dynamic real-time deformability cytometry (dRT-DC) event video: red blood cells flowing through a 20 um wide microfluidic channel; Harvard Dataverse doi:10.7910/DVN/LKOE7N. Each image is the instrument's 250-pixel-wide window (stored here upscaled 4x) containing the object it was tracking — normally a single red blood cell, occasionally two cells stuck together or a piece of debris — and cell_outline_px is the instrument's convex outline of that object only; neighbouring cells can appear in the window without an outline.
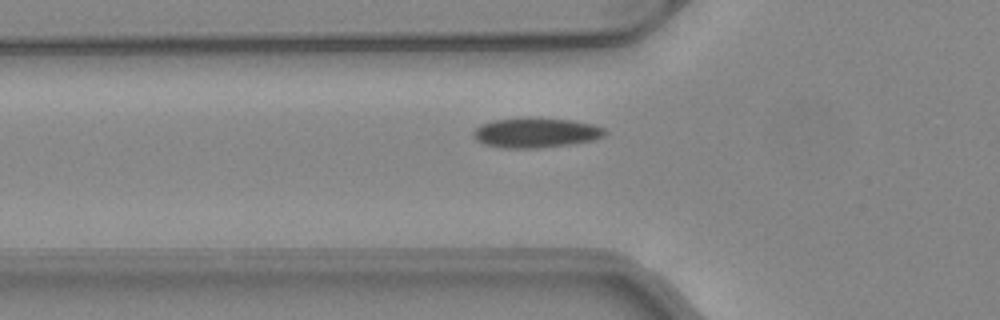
{"species": "common noctule bat (a hibernating species)", "species_latin": "Nyctalus noctula", "temperature_condition": "warm", "stored_images_in_passage": 38, "segment_of_instrument_passage": [1, 2], "camera_frame_rate_fps": 3000, "um_per_image_px": 0.085, "animal": {"sex": "female", "body_mass_g": 24.6, "forearm_length_mm": 56.2}, "frame": {"image": 1, "passage_image": 4, "time_ms": 1.0, "image_size_px": [1000, 320], "cell_outline_px": [[608, 132], [604, 136], [592, 140], [572, 144], [540, 148], [500, 148], [484, 144], [476, 140], [472, 136], [472, 132], [480, 124], [492, 120], [568, 120], [592, 124], [604, 128]], "centroid_in_image_um": [45.53, 11.33], "position_along_channel_um": 80.3, "area_um2": 22.25}}
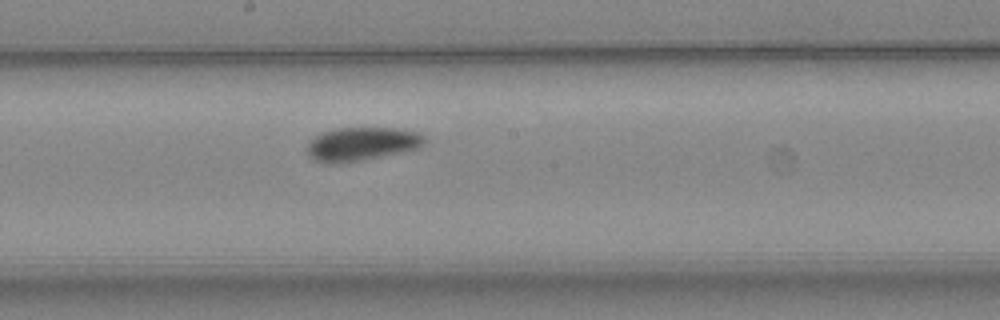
{"frame": {"image": 2, "passage_image": 14, "time_ms": 4.333, "image_size_px": [1000, 320], "cell_outline_px": [[428, 140], [420, 148], [364, 160], [340, 164], [324, 164], [312, 160], [308, 156], [308, 144], [316, 136], [324, 132], [336, 128], [396, 128], [416, 132], [424, 136]], "centroid_in_image_um": [30.75, 12.26], "position_along_channel_um": 217.5, "area_um2": 23.18}}
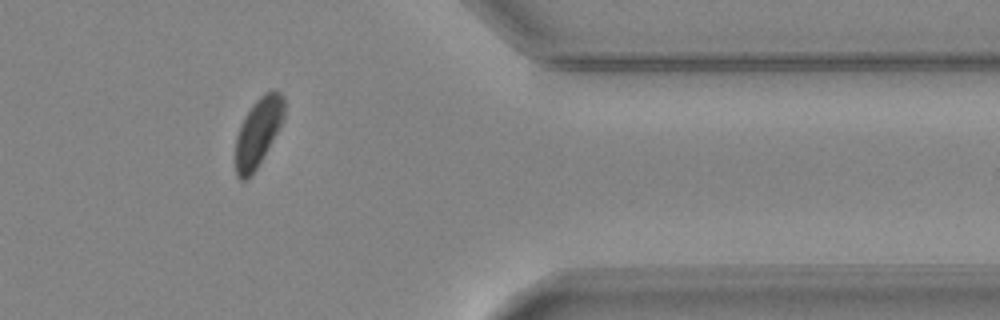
{"frame": {"image": 3, "passage_image": 28, "time_ms": 9.0, "image_size_px": [1000, 320], "cell_outline_px": [[284, 120], [256, 168], [248, 180], [240, 180], [236, 176], [236, 136], [240, 124], [244, 116], [256, 100], [264, 92], [272, 88], [280, 92], [284, 96]], "centroid_in_image_um": [21.94, 11.19], "position_along_channel_um": 389.5, "area_um2": 19.48}}